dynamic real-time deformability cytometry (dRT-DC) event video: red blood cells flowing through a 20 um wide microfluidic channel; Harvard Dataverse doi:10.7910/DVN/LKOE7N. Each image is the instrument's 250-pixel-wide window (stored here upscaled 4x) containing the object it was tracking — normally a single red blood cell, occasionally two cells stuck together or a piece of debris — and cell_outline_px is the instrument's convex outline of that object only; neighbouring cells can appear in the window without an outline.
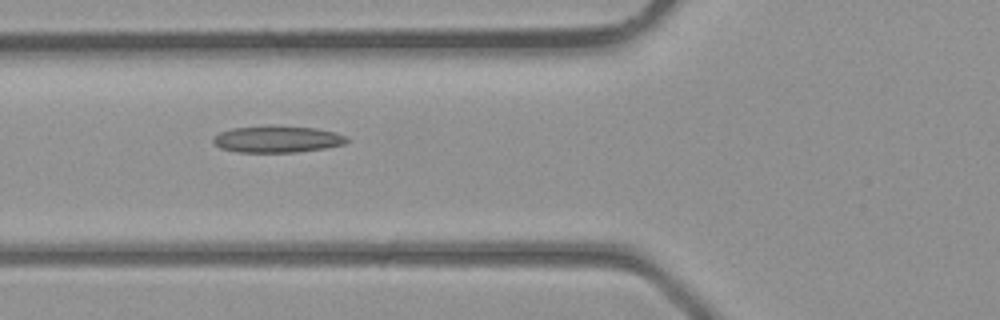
{"species": "common noctule bat (a hibernating species)", "species_latin": "Nyctalus noctula", "temperature_condition": "room temperature", "stored_images_in_passage": 30, "camera_frame_rate_fps": 3000, "um_per_image_px": 0.085, "animal": {"sex": "male", "body_mass_g": 23.1, "forearm_length_mm": 52.7}, "frame": {"image": 1, "passage_image": 6, "time_ms": 1.667, "image_size_px": [1000, 320], "cell_outline_px": [[348, 140], [344, 144], [328, 148], [296, 152], [236, 152], [220, 148], [212, 140], [220, 132], [232, 128], [268, 124], [276, 124], [316, 128], [336, 132], [348, 136]], "centroid_in_image_um": [23.6, 11.8], "position_along_channel_um": 102.2, "area_um2": 21.33}}
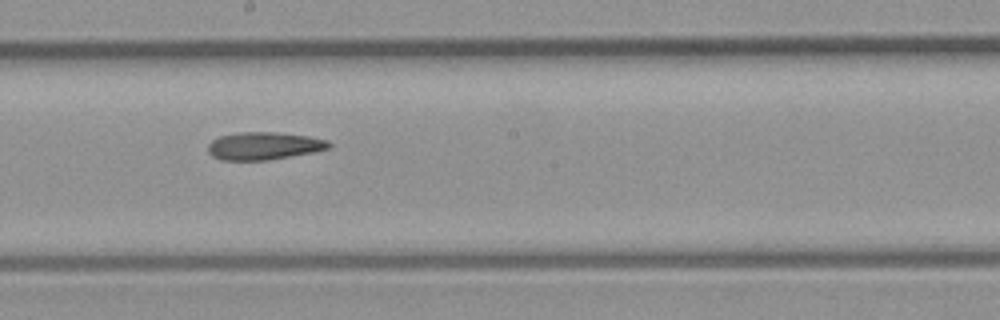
{"frame": {"image": 2, "passage_image": 13, "time_ms": 4.0, "image_size_px": [1000, 320], "cell_outline_px": [[332, 148], [316, 152], [268, 160], [220, 160], [212, 156], [208, 152], [208, 144], [212, 140], [220, 136], [236, 132], [276, 132], [308, 136], [328, 140], [332, 144]], "centroid_in_image_um": [22.46, 12.4], "position_along_channel_um": 225.7, "area_um2": 19.77}}
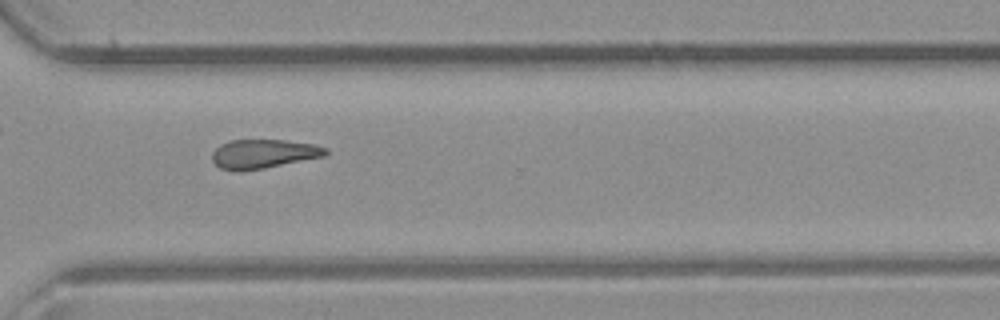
{"frame": {"image": 3, "passage_image": 20, "time_ms": 6.333, "image_size_px": [1000, 320], "cell_outline_px": [[328, 152], [324, 156], [264, 168], [240, 172], [236, 172], [220, 168], [212, 160], [212, 152], [220, 144], [232, 140], [284, 140], [316, 144], [328, 148]], "centroid_in_image_um": [22.38, 13.08], "position_along_channel_um": 348.2, "area_um2": 19.31}}